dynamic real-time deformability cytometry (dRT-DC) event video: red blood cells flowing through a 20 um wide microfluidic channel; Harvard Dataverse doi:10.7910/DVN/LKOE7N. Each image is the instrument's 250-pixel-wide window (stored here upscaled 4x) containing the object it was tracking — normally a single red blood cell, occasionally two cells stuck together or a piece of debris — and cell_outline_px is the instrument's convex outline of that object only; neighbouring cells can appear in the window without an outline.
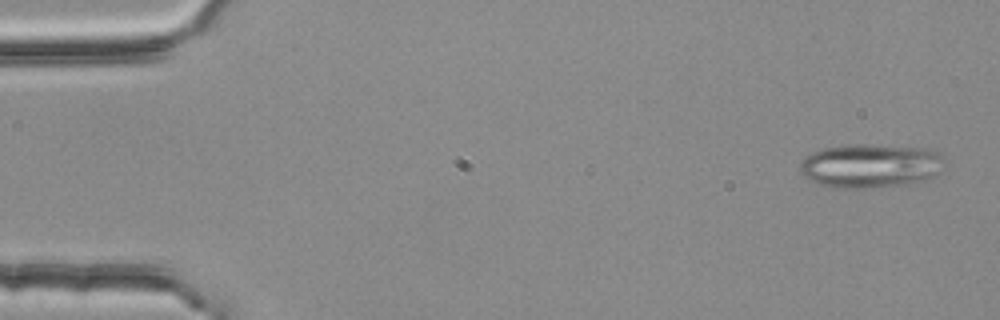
{"species": "common noctule bat (a hibernating species)", "species_latin": "Nyctalus noctula", "temperature_condition": "room temperature", "stored_images_in_passage": 3, "segment_of_instrument_passage": [2, 2], "camera_frame_rate_fps": 3000, "um_per_image_px": 0.085, "animal": {"sex": "female", "body_mass_g": 25.1}, "frame": {"image": 1, "passage_image": 3, "time_ms": 0.667, "image_size_px": [1000, 320], "cell_outline_px": [[940, 172], [932, 176], [920, 180], [904, 184], [864, 188], [832, 188], [820, 184], [804, 176], [800, 172], [800, 164], [812, 152], [824, 148], [848, 144], [864, 144], [924, 148], [936, 152], [940, 156]], "centroid_in_image_um": [73.91, 14.09], "position_along_channel_um": 11.1, "area_um2": 36.3}}